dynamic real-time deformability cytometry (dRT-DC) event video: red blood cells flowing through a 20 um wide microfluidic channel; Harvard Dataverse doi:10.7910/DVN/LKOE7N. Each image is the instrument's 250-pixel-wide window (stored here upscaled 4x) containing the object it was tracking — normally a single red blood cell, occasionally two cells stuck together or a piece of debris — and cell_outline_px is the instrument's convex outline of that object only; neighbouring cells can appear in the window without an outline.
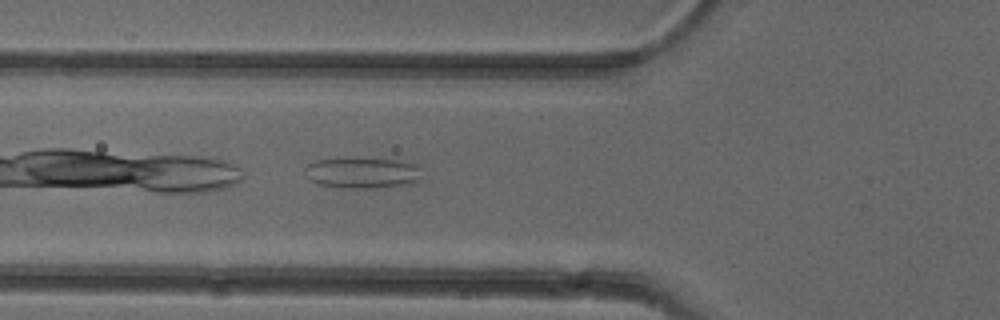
{"species": "common noctule bat (a hibernating species)", "species_latin": "Nyctalus noctula", "temperature_condition": "cold", "stored_images_in_passage": 32, "camera_frame_rate_fps": 3000, "um_per_image_px": 0.085, "animal": {"sex": "female"}, "frame": {"image": 1, "passage_image": 3, "time_ms": 0.667, "image_size_px": [1000, 320], "cell_outline_px": [[424, 180], [412, 184], [388, 188], [340, 188], [320, 184], [312, 180], [304, 168], [308, 164], [316, 160], [348, 156], [396, 160], [416, 164], [420, 168]], "centroid_in_image_um": [30.9, 14.68], "position_along_channel_um": 94.9, "area_um2": 21.96}}
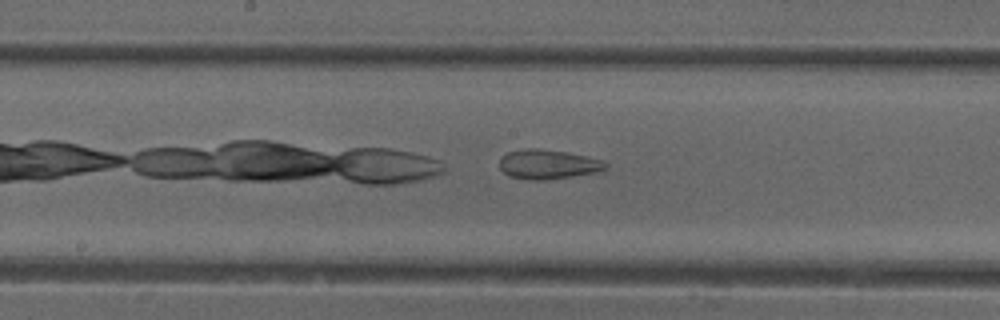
{"frame": {"image": 2, "passage_image": 11, "time_ms": 3.333, "image_size_px": [1000, 320], "cell_outline_px": [[608, 168], [600, 172], [544, 180], [532, 180], [508, 176], [500, 168], [500, 156], [508, 152], [524, 148], [536, 148], [568, 152], [604, 160], [608, 164]], "centroid_in_image_um": [46.6, 13.96], "position_along_channel_um": 201.6, "area_um2": 18.44}}
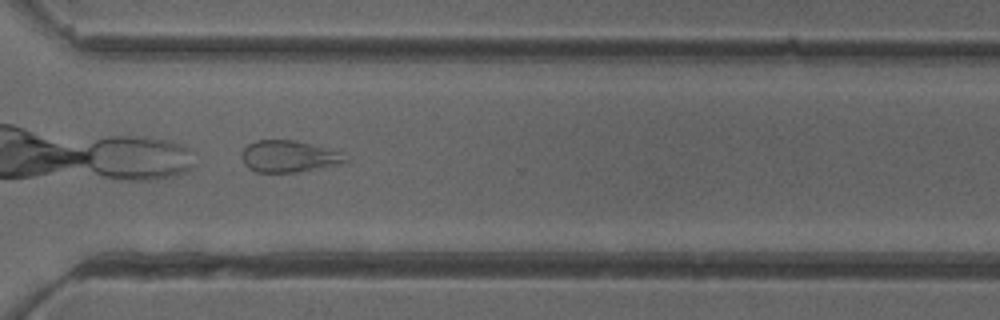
{"frame": {"image": 3, "passage_image": 22, "time_ms": 7.0, "image_size_px": [1000, 320], "cell_outline_px": [[348, 160], [340, 164], [296, 172], [256, 172], [248, 168], [244, 164], [240, 156], [240, 152], [248, 144], [256, 140], [296, 140], [340, 152]], "centroid_in_image_um": [24.48, 13.29], "position_along_channel_um": 346.1, "area_um2": 19.07}, "authors_computed_cell_mechanics": {"area_um2": 19.074, "velocity_mm_per_s": 3.953, "shape_relaxation_time_tau1_ms": null, "shape_relaxation_time_tau2_ms": 1.8539, "deformation_change_tau1": null, "deformation_change_tau2": 0.0991}}